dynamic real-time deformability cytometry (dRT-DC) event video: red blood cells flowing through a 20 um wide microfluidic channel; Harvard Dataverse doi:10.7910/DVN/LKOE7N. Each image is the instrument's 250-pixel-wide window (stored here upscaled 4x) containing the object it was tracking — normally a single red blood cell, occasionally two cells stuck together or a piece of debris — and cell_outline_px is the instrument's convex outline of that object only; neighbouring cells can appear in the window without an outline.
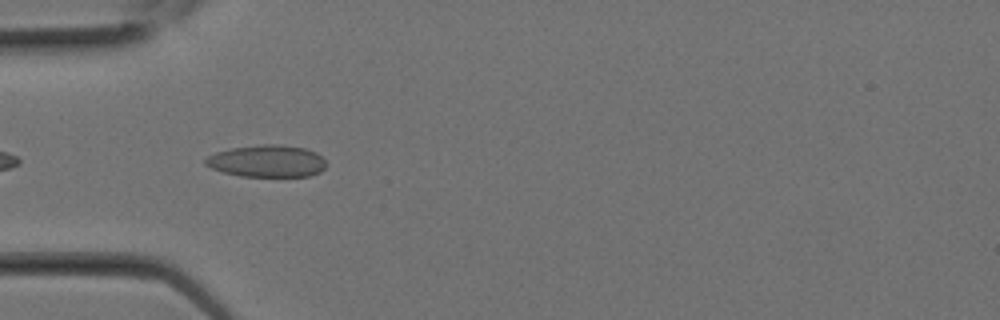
{"species": "Egyptian fruit bat (a non-hibernating species)", "species_latin": "Rousettus aegyptiacus", "temperature_condition": "room temperature", "stored_images_in_passage": 10, "camera_frame_rate_fps": 3000, "um_per_image_px": 0.085, "animal": {"sex": "female"}, "frame": {"image": 1, "passage_image": 7, "time_ms": 2.0, "image_size_px": [1000, 320], "cell_outline_px": [[328, 164], [320, 172], [308, 176], [240, 176], [224, 172], [212, 168], [204, 164], [204, 160], [208, 156], [216, 152], [232, 148], [264, 144], [276, 144], [304, 148], [316, 152]], "centroid_in_image_um": [22.7, 13.69], "position_along_channel_um": 62.3, "area_um2": 22.43}}
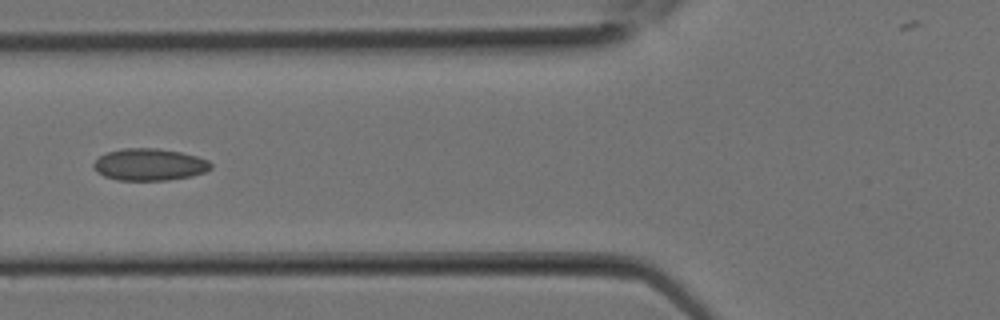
{"frame": {"image": 2, "passage_image": 9, "time_ms": 2.667, "image_size_px": [1000, 320], "cell_outline_px": [[212, 168], [204, 172], [192, 176], [168, 180], [116, 180], [104, 176], [96, 172], [92, 164], [100, 156], [108, 152], [124, 148], [160, 148], [180, 152], [196, 156], [208, 160], [212, 164]], "centroid_in_image_um": [12.7, 13.99], "position_along_channel_um": 113.1, "area_um2": 21.91}}